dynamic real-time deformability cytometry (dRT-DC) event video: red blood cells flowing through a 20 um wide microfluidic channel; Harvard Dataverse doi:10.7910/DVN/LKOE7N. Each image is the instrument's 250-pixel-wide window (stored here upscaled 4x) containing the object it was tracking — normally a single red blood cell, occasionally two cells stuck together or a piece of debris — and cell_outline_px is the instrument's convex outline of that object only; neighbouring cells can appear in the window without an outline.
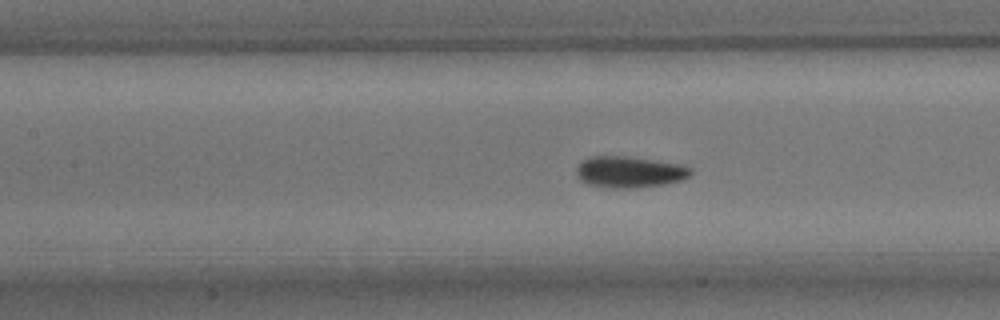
{"species": "common noctule bat (a hibernating species)", "species_latin": "Nyctalus noctula", "temperature_condition": "room temperature", "stored_images_in_passage": 12, "camera_frame_rate_fps": 3000, "um_per_image_px": 0.085, "animal": {"sex": "male", "body_mass_g": 15.6}, "frame": {"image": 1, "passage_image": 10, "time_ms": 3.0, "image_size_px": [1000, 320], "cell_outline_px": [[692, 172], [688, 176], [680, 180], [664, 184], [632, 188], [608, 188], [588, 184], [580, 180], [576, 176], [576, 168], [584, 160], [592, 156], [628, 156], [680, 164], [692, 168]], "centroid_in_image_um": [53.48, 14.62], "position_along_channel_um": 153.9, "area_um2": 20.81}}